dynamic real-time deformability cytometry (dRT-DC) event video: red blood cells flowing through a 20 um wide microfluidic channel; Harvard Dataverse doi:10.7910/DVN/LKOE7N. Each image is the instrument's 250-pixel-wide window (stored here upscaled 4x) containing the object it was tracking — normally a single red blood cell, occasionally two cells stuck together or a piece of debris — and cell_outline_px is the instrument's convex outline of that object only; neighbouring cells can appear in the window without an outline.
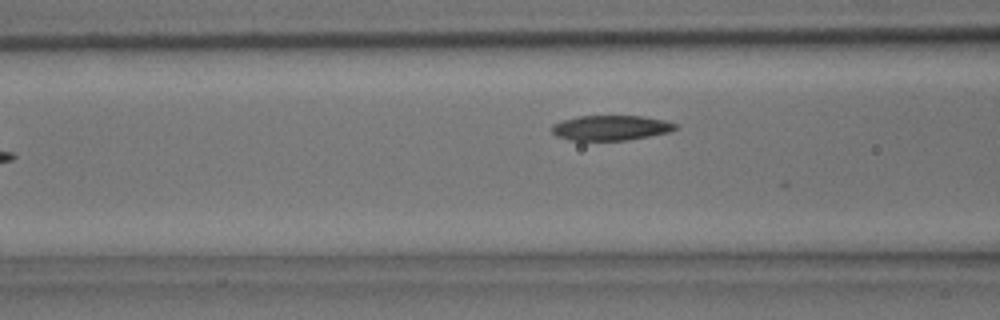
{"species": "common noctule bat (a hibernating species)", "species_latin": "Nyctalus noctula", "temperature_condition": "room temperature", "stored_images_in_passage": 4, "camera_frame_rate_fps": 3000, "um_per_image_px": 0.085, "animal": {"sex": "male", "body_mass_g": 15.6}, "frame": {"image": 1, "passage_image": 4, "time_ms": 1.0, "image_size_px": [1000, 320], "cell_outline_px": [[680, 128], [668, 132], [628, 140], [568, 140], [556, 136], [552, 132], [552, 124], [564, 120], [580, 116], [644, 116], [664, 120], [676, 124]], "centroid_in_image_um": [51.93, 10.86], "position_along_channel_um": 114.7, "area_um2": 17.98}}